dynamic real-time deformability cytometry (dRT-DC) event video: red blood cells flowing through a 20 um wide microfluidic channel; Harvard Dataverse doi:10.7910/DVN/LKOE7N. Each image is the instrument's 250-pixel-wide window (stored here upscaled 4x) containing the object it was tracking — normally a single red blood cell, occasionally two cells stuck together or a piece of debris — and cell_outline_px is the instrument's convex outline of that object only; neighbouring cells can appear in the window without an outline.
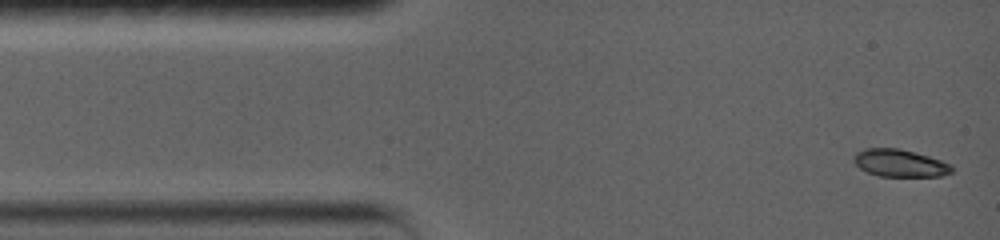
{"species": "common noctule bat (a hibernating species)", "species_latin": "Nyctalus noctula", "temperature_condition": "warm", "stored_images_in_passage": 25, "camera_frame_rate_fps": 5000, "um_per_image_px": 0.085, "animal": {"sex": "female", "body_mass_g": 19.0, "forearm_length_mm": 56.7}, "frame": {"image": 1, "passage_image": 1, "time_ms": 0.0, "image_size_px": [1000, 240], "cell_outline_px": [[952, 172], [940, 176], [880, 176], [868, 172], [860, 168], [852, 160], [852, 156], [856, 152], [864, 148], [896, 148], [916, 152], [952, 164]], "centroid_in_image_um": [76.46, 13.85], "position_along_channel_um": 8.5, "area_um2": 15.66}}
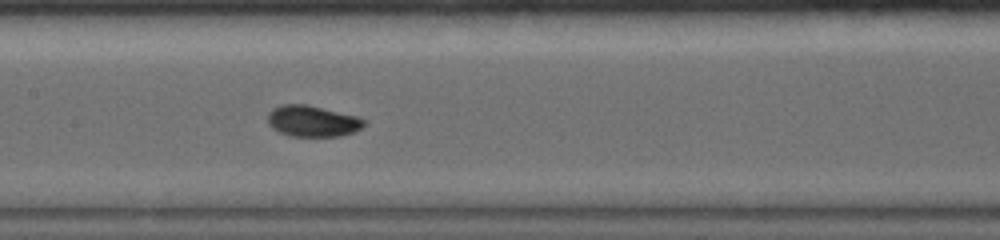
{"frame": {"image": 2, "passage_image": 11, "time_ms": 6.6, "image_size_px": [1000, 240], "cell_outline_px": [[368, 120], [360, 128], [352, 132], [340, 136], [288, 136], [272, 128], [268, 124], [268, 112], [272, 108], [280, 104], [308, 104], [356, 116]], "centroid_in_image_um": [26.53, 10.28], "position_along_channel_um": 180.9, "area_um2": 17.57}}
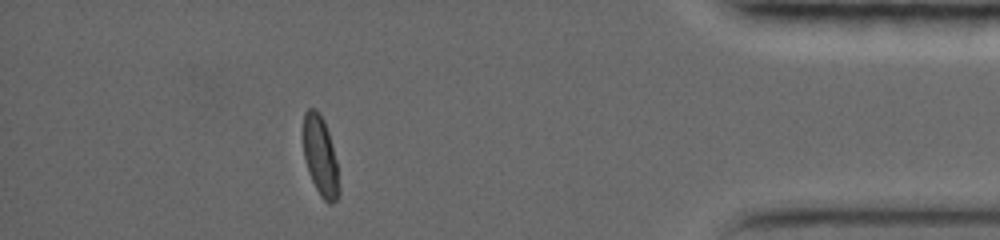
{"frame": {"image": 3, "passage_image": 22, "time_ms": 14.0, "image_size_px": [1000, 240], "cell_outline_px": [[340, 192], [336, 200], [332, 204], [328, 204], [320, 196], [308, 172], [304, 156], [304, 112], [308, 108], [316, 108], [320, 112], [324, 120], [328, 132], [336, 160], [340, 188]], "centroid_in_image_um": [27.24, 13.29], "position_along_channel_um": 408.0, "area_um2": 16.59}, "authors_computed_cell_mechanics": {"area_um2": 17.1666, "velocity_mm_per_s": 3.6991, "shape_relaxation_time_tau1_ms": 3.1168, "shape_relaxation_time_tau2_ms": null, "deformation_change_tau1": 0.1372, "deformation_change_tau2": null}}